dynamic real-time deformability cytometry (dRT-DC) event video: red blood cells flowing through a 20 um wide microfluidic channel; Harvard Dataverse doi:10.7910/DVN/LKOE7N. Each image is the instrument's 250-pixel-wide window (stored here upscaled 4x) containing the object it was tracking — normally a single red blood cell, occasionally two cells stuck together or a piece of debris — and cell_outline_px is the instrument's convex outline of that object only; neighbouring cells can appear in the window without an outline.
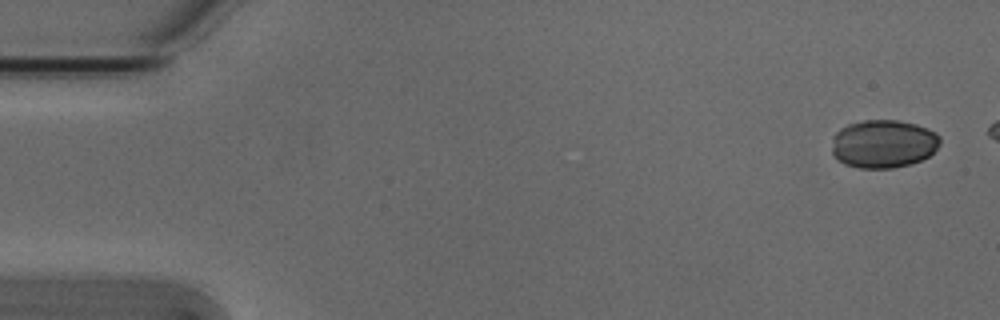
{"species": "Egyptian fruit bat (a non-hibernating species)", "species_latin": "Rousettus aegyptiacus", "temperature_condition": "cold", "stored_images_in_passage": 9, "camera_frame_rate_fps": 3000, "um_per_image_px": 0.085, "animal": {"sex": "male"}, "frame": {"image": 1, "passage_image": 1, "time_ms": 0.0, "image_size_px": [1000, 320], "cell_outline_px": [[940, 144], [928, 156], [920, 160], [908, 164], [892, 168], [860, 168], [844, 164], [832, 152], [832, 136], [840, 128], [848, 124], [864, 120], [896, 120], [916, 124], [936, 132], [940, 136]], "centroid_in_image_um": [75.07, 12.21], "position_along_channel_um": 9.9, "area_um2": 30.35}}
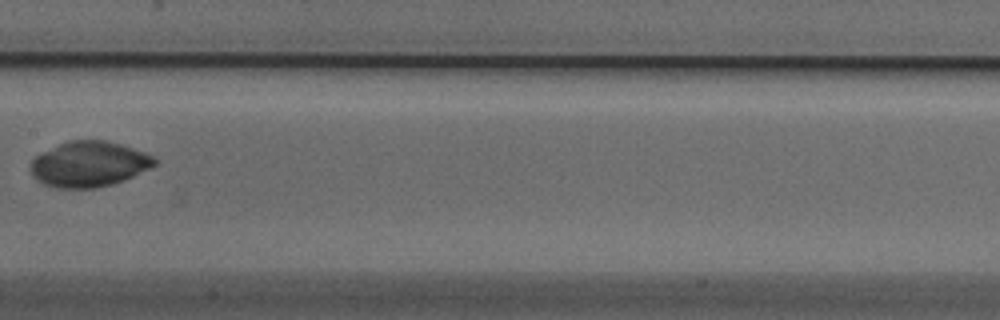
{"frame": {"image": 2, "passage_image": 8, "time_ms": 2.333, "image_size_px": [1000, 320], "cell_outline_px": [[156, 164], [124, 180], [112, 184], [92, 188], [56, 188], [44, 184], [32, 172], [32, 160], [40, 152], [68, 140], [104, 140], [120, 144], [144, 152], [152, 156], [156, 160]], "centroid_in_image_um": [7.55, 13.94], "position_along_channel_um": 199.8, "area_um2": 32.37}}
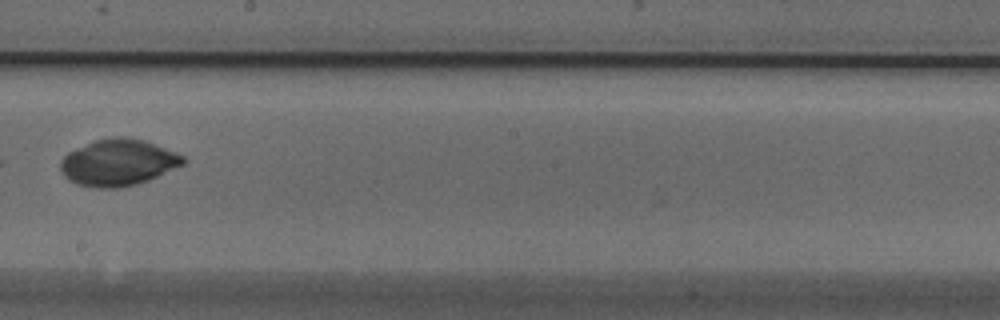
{"frame": {"image": 3, "passage_image": 9, "time_ms": 2.667, "image_size_px": [1000, 320], "cell_outline_px": [[188, 160], [184, 164], [148, 180], [136, 184], [116, 188], [96, 188], [76, 184], [68, 180], [64, 176], [60, 168], [60, 160], [68, 152], [96, 140], [112, 136], [128, 136], [144, 140], [156, 144], [176, 152], [184, 156]], "centroid_in_image_um": [10.05, 13.81], "position_along_channel_um": 238.2, "area_um2": 33.41}}